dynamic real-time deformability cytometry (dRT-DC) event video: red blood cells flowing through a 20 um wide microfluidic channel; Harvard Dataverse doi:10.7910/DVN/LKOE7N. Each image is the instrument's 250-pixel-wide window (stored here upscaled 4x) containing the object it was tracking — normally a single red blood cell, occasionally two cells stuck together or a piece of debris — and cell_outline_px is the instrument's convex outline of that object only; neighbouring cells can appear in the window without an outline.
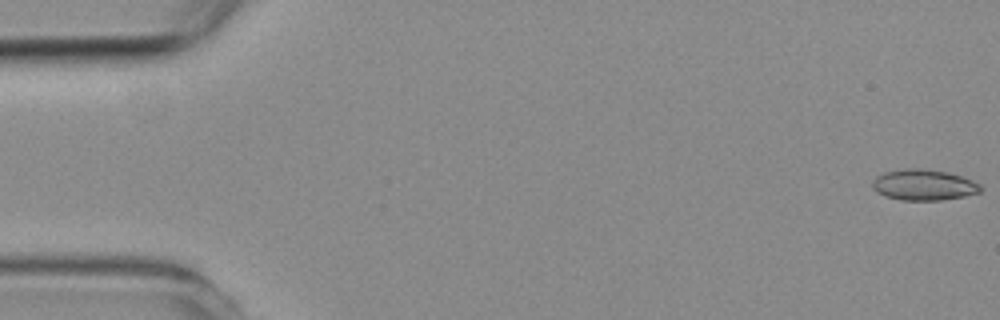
{"species": "common noctule bat (a hibernating species)", "species_latin": "Nyctalus noctula", "temperature_condition": "room temperature", "stored_images_in_passage": 5, "camera_frame_rate_fps": 3000, "um_per_image_px": 0.085, "animal": {"sex": "female", "body_mass_g": 19.3, "forearm_length_mm": 54.1}, "frame": {"image": 1, "passage_image": 1, "time_ms": 0.0, "image_size_px": [1000, 320], "cell_outline_px": [[984, 188], [980, 192], [964, 196], [940, 200], [900, 200], [884, 196], [876, 192], [872, 188], [872, 180], [876, 176], [884, 172], [908, 168], [920, 168], [948, 172], [972, 180], [980, 184]], "centroid_in_image_um": [78.49, 15.72], "position_along_channel_um": 6.5, "area_um2": 19.59}}